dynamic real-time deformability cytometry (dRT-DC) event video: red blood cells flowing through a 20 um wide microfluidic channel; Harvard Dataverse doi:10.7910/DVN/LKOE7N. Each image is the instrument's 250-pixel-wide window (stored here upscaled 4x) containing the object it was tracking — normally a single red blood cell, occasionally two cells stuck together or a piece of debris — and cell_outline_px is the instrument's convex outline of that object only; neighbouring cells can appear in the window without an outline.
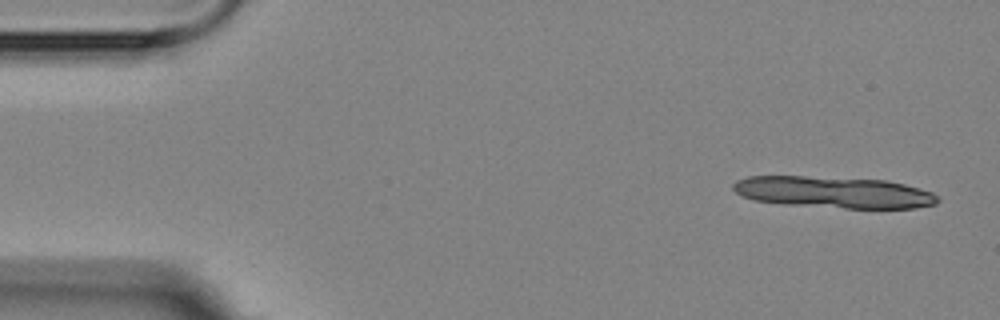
{"species": "Egyptian fruit bat (a non-hibernating species)", "species_latin": "Rousettus aegyptiacus", "temperature_condition": "room temperature", "stored_images_in_passage": 6, "camera_frame_rate_fps": 3000, "um_per_image_px": 0.085, "animal": {"sex": "female"}, "frame": {"image": 1, "passage_image": 1, "time_ms": 0.0, "image_size_px": [1000, 320], "cell_outline_px": [[940, 200], [936, 204], [916, 208], [844, 208], [788, 204], [752, 200], [736, 192], [732, 188], [732, 184], [736, 180], [748, 176], [804, 176], [884, 180], [904, 184], [920, 188], [932, 192]], "centroid_in_image_um": [70.86, 16.34], "position_along_channel_um": 14.1, "area_um2": 37.45}}
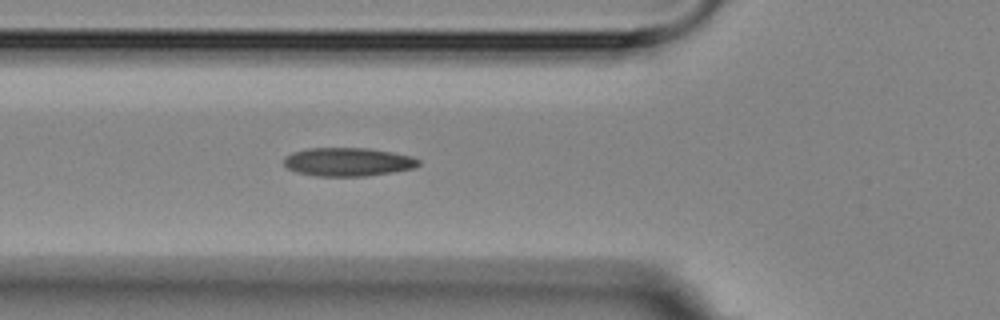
{"frame": {"image": 2, "passage_image": 6, "time_ms": 5.667, "image_size_px": [1000, 320], "cell_outline_px": [[420, 164], [412, 168], [392, 172], [364, 176], [316, 176], [296, 172], [288, 168], [284, 164], [284, 156], [292, 152], [308, 148], [368, 148], [392, 152], [412, 156], [420, 160]], "centroid_in_image_um": [29.55, 13.75], "position_along_channel_um": 96.2, "area_um2": 22.37}}